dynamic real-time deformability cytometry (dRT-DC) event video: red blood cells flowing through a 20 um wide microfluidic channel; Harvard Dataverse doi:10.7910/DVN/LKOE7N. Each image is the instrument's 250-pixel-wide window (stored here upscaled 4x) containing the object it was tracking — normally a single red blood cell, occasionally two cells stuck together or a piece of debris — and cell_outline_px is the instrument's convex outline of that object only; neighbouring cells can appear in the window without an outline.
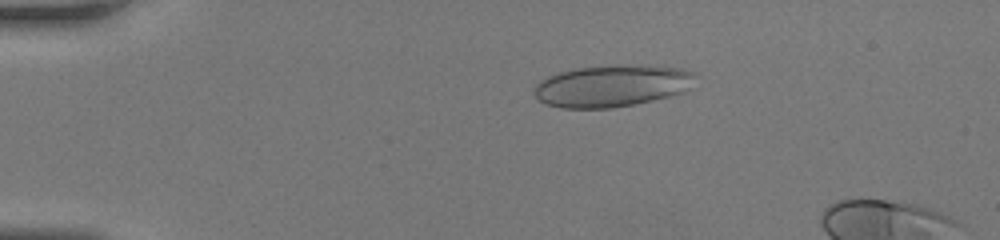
{"species": "human", "species_latin": "Homo sapiens", "temperature_condition": "room temperature", "stored_images_in_passage": 16, "camera_frame_rate_fps": 3000, "um_per_image_px": 0.085, "donor": {"sex": "female"}, "frame": {"image": 1, "passage_image": 10, "time_ms": 3.0, "image_size_px": [1000, 240], "cell_outline_px": [[696, 76], [688, 88], [684, 92], [652, 100], [632, 104], [608, 108], [560, 108], [544, 104], [532, 92], [532, 88], [540, 80], [548, 76], [560, 72], [576, 68], [616, 64], [628, 64], [684, 68], [696, 72]], "centroid_in_image_um": [51.99, 7.28], "position_along_channel_um": 33.0, "area_um2": 39.59}}